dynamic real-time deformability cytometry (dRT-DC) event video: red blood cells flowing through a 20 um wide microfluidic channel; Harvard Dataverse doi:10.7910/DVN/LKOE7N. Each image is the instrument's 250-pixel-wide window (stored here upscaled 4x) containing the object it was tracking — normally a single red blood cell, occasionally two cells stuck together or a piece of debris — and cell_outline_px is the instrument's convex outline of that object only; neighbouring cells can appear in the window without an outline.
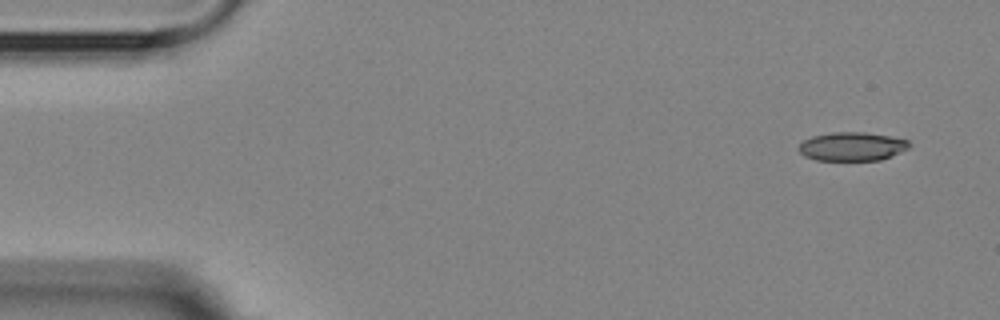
{"species": "Egyptian fruit bat (a non-hibernating species)", "species_latin": "Rousettus aegyptiacus", "temperature_condition": "room temperature", "stored_images_in_passage": 4, "segment_of_instrument_passage": [1, 2], "camera_frame_rate_fps": 3000, "um_per_image_px": 0.085, "animal": {"sex": "female"}, "frame": {"image": 1, "passage_image": 1, "time_ms": 0.0, "image_size_px": [1000, 320], "cell_outline_px": [[912, 144], [908, 148], [892, 156], [880, 160], [816, 160], [804, 156], [796, 148], [804, 140], [812, 136], [832, 132], [864, 132], [892, 136], [908, 140]], "centroid_in_image_um": [72.43, 12.44], "position_along_channel_um": 12.6, "area_um2": 18.61}}
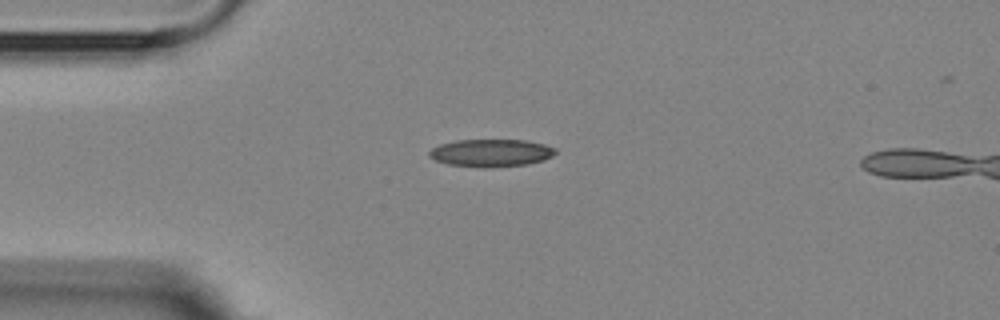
{"frame": {"image": 2, "passage_image": 3, "time_ms": 3.333, "image_size_px": [1000, 320], "cell_outline_px": [[556, 152], [552, 156], [544, 160], [528, 164], [448, 164], [436, 160], [428, 156], [428, 152], [432, 148], [440, 144], [456, 140], [524, 140], [544, 144], [556, 148]], "centroid_in_image_um": [41.76, 12.93], "position_along_channel_um": 43.2, "area_um2": 19.13}}